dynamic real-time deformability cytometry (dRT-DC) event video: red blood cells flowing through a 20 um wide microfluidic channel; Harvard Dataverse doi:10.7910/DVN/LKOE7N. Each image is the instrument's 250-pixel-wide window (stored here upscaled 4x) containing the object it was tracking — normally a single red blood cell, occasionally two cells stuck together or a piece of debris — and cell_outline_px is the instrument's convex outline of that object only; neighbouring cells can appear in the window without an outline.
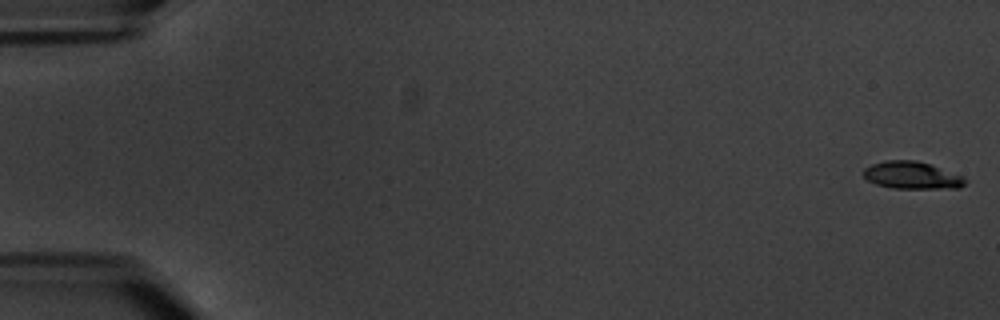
{"species": "common noctule bat (a hibernating species)", "species_latin": "Nyctalus noctula", "temperature_condition": "warm", "stored_images_in_passage": 6, "camera_frame_rate_fps": 3000, "um_per_image_px": 0.085, "animal": {"sex": "male", "body_mass_g": 20.1, "forearm_length_mm": 53.5}, "frame": {"image": 1, "passage_image": 1, "time_ms": 0.0, "image_size_px": [1000, 320], "cell_outline_px": [[964, 184], [960, 188], [892, 188], [876, 184], [868, 180], [864, 176], [864, 168], [872, 164], [888, 160], [916, 160], [964, 176]], "centroid_in_image_um": [77.5, 14.9], "position_along_channel_um": 7.5, "area_um2": 15.95}}
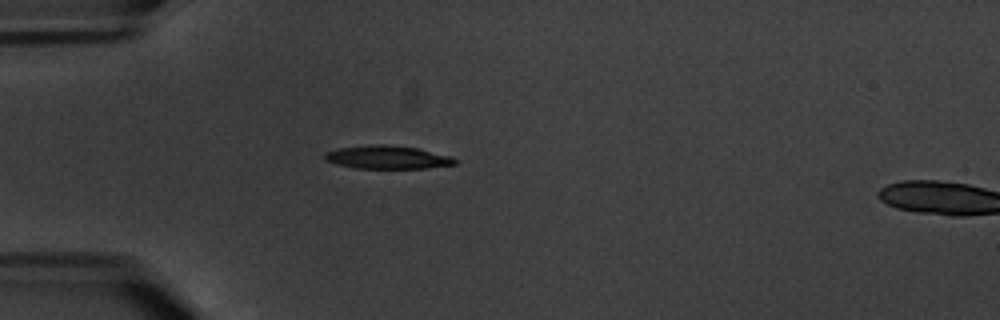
{"frame": {"image": 2, "passage_image": 5, "time_ms": 5.667, "image_size_px": [1000, 320], "cell_outline_px": [[456, 164], [428, 168], [356, 168], [336, 164], [324, 160], [324, 152], [340, 148], [380, 144], [384, 144], [416, 148], [452, 156], [456, 160]], "centroid_in_image_um": [32.92, 13.37], "position_along_channel_um": 52.1, "area_um2": 17.46}}